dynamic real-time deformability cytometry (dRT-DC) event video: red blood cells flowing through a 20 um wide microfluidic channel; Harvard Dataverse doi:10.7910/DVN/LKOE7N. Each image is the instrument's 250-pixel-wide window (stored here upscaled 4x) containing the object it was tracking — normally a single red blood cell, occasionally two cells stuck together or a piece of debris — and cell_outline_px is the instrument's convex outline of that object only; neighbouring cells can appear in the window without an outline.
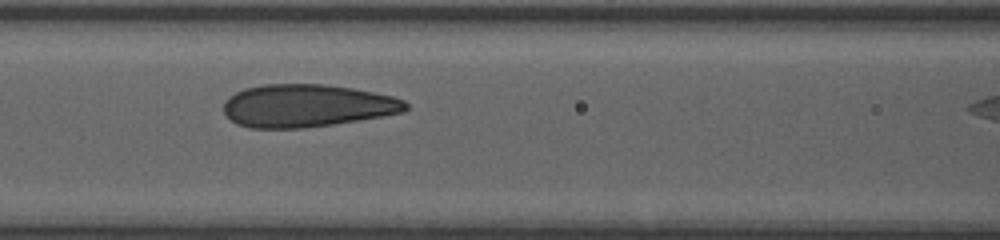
{"species": "human", "species_latin": "Homo sapiens", "temperature_condition": "room temperature", "stored_images_in_passage": 11, "camera_frame_rate_fps": 3000, "um_per_image_px": 0.085, "donor": {"sex": "female"}, "frame": {"image": 1, "passage_image": 4, "time_ms": 3.0, "image_size_px": [1000, 240], "cell_outline_px": [[408, 108], [404, 112], [332, 124], [304, 128], [252, 128], [236, 124], [224, 112], [224, 100], [228, 96], [244, 88], [264, 84], [324, 84], [352, 88], [392, 96], [404, 100], [408, 104]], "centroid_in_image_um": [26.05, 8.98], "position_along_channel_um": 140.5, "area_um2": 45.2}}
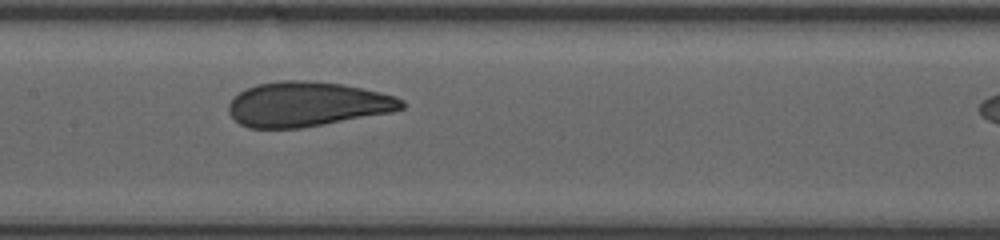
{"frame": {"image": 2, "passage_image": 5, "time_ms": 4.0, "image_size_px": [1000, 240], "cell_outline_px": [[404, 108], [392, 112], [300, 128], [248, 128], [240, 124], [228, 112], [228, 104], [240, 92], [256, 84], [280, 80], [304, 80], [340, 84], [380, 92], [396, 96], [404, 100]], "centroid_in_image_um": [26.11, 8.86], "position_along_channel_um": 181.3, "area_um2": 44.85}}
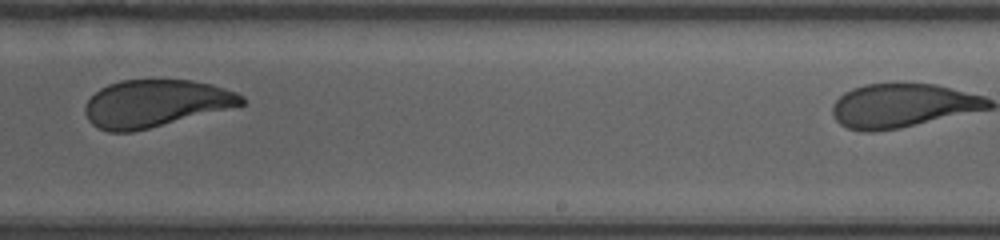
{"frame": {"image": 3, "passage_image": 7, "time_ms": 6.333, "image_size_px": [1000, 240], "cell_outline_px": [[244, 104], [132, 132], [108, 132], [92, 124], [88, 120], [84, 112], [84, 104], [100, 88], [108, 84], [120, 80], [192, 80], [212, 84], [236, 92], [244, 96]], "centroid_in_image_um": [13.17, 8.78], "position_along_channel_um": 275.8, "area_um2": 42.71}, "authors_computed_cell_mechanics": {"area_um2": 45.1996, "velocity_mm_per_s": 4.0665, "shape_relaxation_time_tau1_ms": 2.4573, "shape_relaxation_time_tau2_ms": null, "deformation_change_tau1": 0.1146, "deformation_change_tau2": null}}